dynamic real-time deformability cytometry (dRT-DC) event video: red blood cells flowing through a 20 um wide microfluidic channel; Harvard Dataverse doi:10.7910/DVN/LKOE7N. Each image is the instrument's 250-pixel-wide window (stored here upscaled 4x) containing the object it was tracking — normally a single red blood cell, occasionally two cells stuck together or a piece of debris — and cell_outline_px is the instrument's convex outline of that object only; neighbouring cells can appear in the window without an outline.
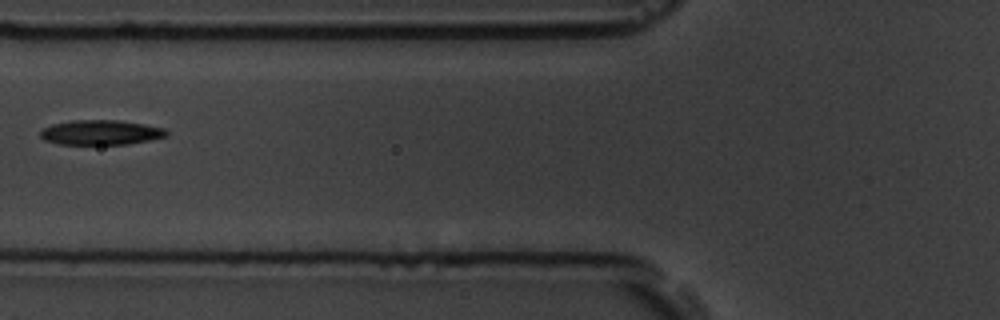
{"species": "common noctule bat (a hibernating species)", "species_latin": "Nyctalus noctula", "temperature_condition": "room temperature", "stored_images_in_passage": 7, "camera_frame_rate_fps": 3000, "um_per_image_px": 0.085, "animal": {"sex": "male", "body_mass_g": 19.5, "forearm_length_mm": 54.6}, "frame": {"image": 1, "passage_image": 2, "time_ms": 1.333, "image_size_px": [1000, 320], "cell_outline_px": [[168, 136], [128, 144], [56, 144], [44, 140], [40, 136], [40, 128], [52, 124], [72, 120], [120, 120], [144, 124], [164, 128], [168, 132]], "centroid_in_image_um": [8.53, 11.25], "position_along_channel_um": 117.3, "area_um2": 18.38}}
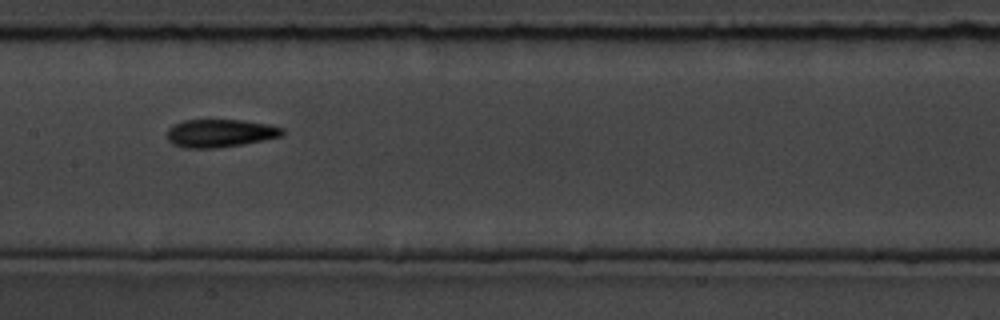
{"frame": {"image": 2, "passage_image": 4, "time_ms": 3.333, "image_size_px": [1000, 320], "cell_outline_px": [[284, 136], [264, 140], [216, 148], [184, 148], [172, 144], [168, 140], [168, 128], [172, 124], [184, 120], [244, 120], [272, 124], [284, 128]], "centroid_in_image_um": [18.74, 11.31], "position_along_channel_um": 188.7, "area_um2": 19.02}}
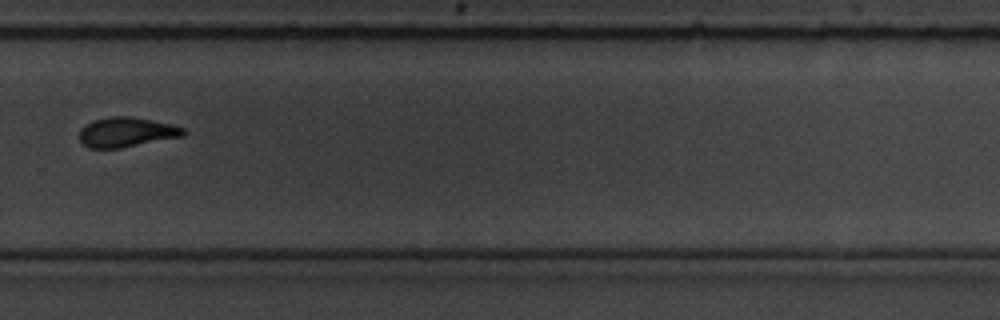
{"frame": {"image": 3, "passage_image": 7, "time_ms": 7.0, "image_size_px": [1000, 320], "cell_outline_px": [[188, 132], [184, 136], [120, 148], [88, 148], [80, 140], [80, 128], [84, 124], [92, 120], [108, 116], [128, 116], [152, 120], [172, 124], [184, 128]], "centroid_in_image_um": [10.75, 11.22], "position_along_channel_um": 319.1, "area_um2": 18.21}}